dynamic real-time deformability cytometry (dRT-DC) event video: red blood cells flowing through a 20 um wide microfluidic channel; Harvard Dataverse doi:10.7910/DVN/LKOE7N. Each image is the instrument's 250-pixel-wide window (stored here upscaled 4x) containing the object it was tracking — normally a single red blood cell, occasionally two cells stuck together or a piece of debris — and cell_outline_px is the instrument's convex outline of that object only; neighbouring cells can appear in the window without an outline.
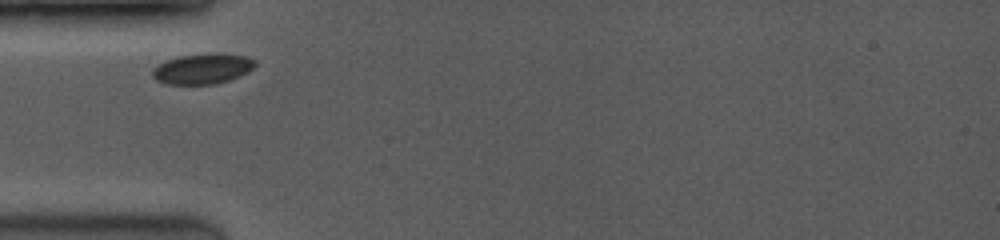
{"species": "common noctule bat (a hibernating species)", "species_latin": "Nyctalus noctula", "temperature_condition": "room temperature", "stored_images_in_passage": 32, "camera_frame_rate_fps": 3500, "um_per_image_px": 0.085, "animal": {"sex": "female", "body_mass_g": 19.0, "forearm_length_mm": 53.3}, "frame": {"image": 1, "passage_image": 1, "time_ms": 0.0, "image_size_px": [1000, 240], "cell_outline_px": [[256, 64], [248, 72], [240, 76], [216, 84], [168, 84], [156, 80], [152, 76], [152, 68], [164, 60], [180, 56], [208, 52], [220, 52], [244, 56], [256, 60]], "centroid_in_image_um": [17.21, 5.82], "position_along_channel_um": 67.8, "area_um2": 18.5}}
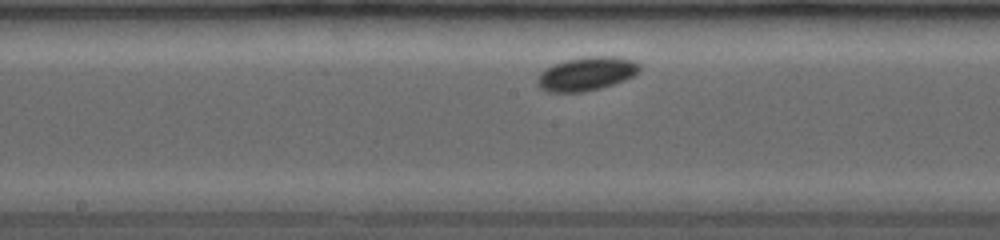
{"frame": {"image": 2, "passage_image": 13, "time_ms": 3.429, "image_size_px": [1000, 240], "cell_outline_px": [[640, 68], [632, 76], [624, 80], [600, 88], [584, 92], [548, 92], [540, 88], [536, 84], [536, 76], [540, 72], [552, 64], [584, 56], [616, 56], [632, 60], [640, 64]], "centroid_in_image_um": [49.79, 6.27], "position_along_channel_um": 198.4, "area_um2": 20.11}}
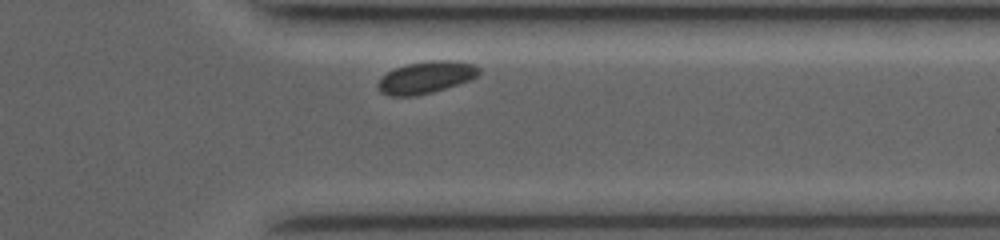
{"frame": {"image": 3, "passage_image": 29, "time_ms": 8.0, "image_size_px": [1000, 240], "cell_outline_px": [[480, 72], [476, 76], [468, 80], [432, 92], [416, 96], [388, 96], [380, 92], [376, 84], [388, 72], [396, 68], [408, 64], [428, 60], [460, 60], [476, 64], [480, 68]], "centroid_in_image_um": [36.23, 6.56], "position_along_channel_um": 375.2, "area_um2": 18.84}, "authors_computed_cell_mechanics": {"area_um2": 18.6405, "velocity_mm_per_s": 3.843, "shape_relaxation_time_tau1_ms": 2.692, "shape_relaxation_time_tau2_ms": null, "deformation_change_tau1": 0.0799, "deformation_change_tau2": null}}